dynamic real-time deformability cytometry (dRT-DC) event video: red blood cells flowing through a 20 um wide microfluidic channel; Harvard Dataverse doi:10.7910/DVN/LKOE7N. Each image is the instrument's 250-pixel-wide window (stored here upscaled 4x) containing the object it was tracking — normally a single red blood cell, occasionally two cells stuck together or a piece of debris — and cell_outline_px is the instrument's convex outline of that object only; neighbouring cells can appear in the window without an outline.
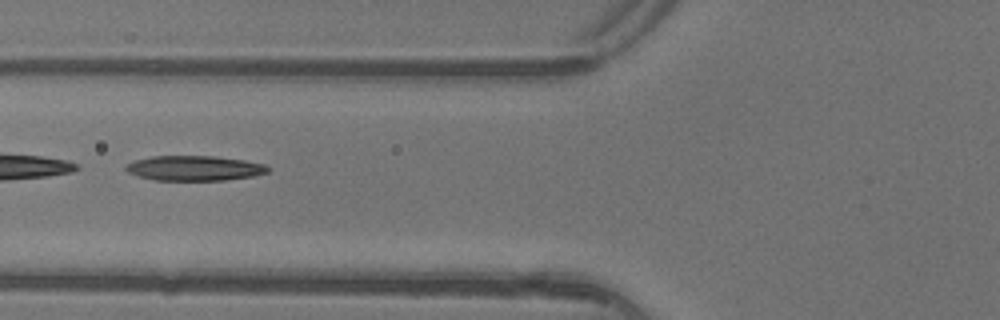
{"species": "common noctule bat (a hibernating species)", "species_latin": "Nyctalus noctula", "temperature_condition": "warm", "stored_images_in_passage": 8, "camera_frame_rate_fps": 3000, "um_per_image_px": 0.085, "animal": {"sex": "female"}, "frame": {"image": 1, "passage_image": 7, "time_ms": 2.0, "image_size_px": [1000, 320], "cell_outline_px": [[272, 168], [268, 172], [252, 176], [224, 180], [156, 180], [140, 176], [128, 172], [124, 168], [124, 164], [136, 160], [152, 156], [212, 156], [244, 160], [264, 164]], "centroid_in_image_um": [16.53, 14.29], "position_along_channel_um": 109.3, "area_um2": 20.58}}
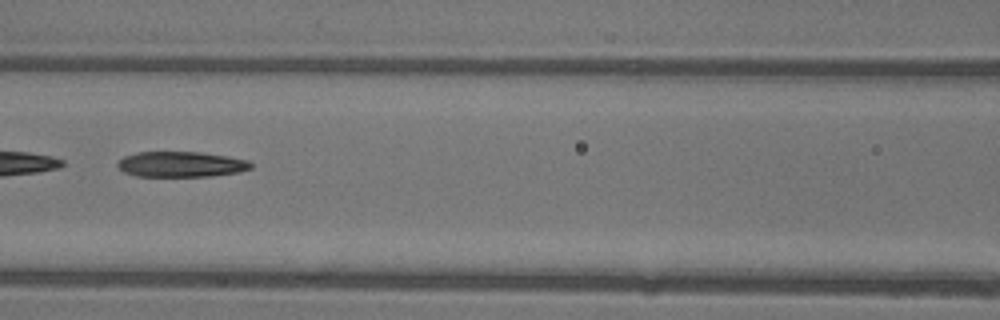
{"frame": {"image": 2, "passage_image": 8, "time_ms": 2.333, "image_size_px": [1000, 320], "cell_outline_px": [[252, 168], [240, 172], [212, 176], [136, 176], [124, 172], [116, 164], [124, 156], [136, 152], [200, 152], [228, 156], [248, 160], [252, 164]], "centroid_in_image_um": [15.41, 13.96], "position_along_channel_um": 151.2, "area_um2": 19.83}}